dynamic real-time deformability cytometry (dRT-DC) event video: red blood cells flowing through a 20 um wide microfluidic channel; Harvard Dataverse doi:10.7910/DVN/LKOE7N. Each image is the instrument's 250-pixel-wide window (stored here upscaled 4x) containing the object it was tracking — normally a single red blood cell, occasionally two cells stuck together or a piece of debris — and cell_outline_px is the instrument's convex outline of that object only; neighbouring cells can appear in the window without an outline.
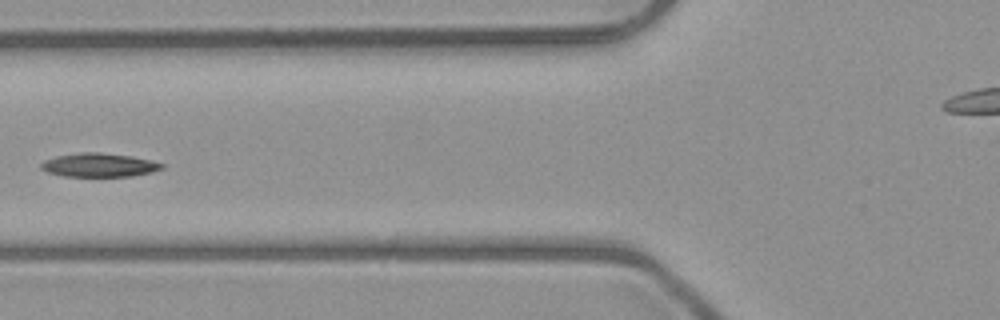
{"species": "common noctule bat (a hibernating species)", "species_latin": "Nyctalus noctula", "temperature_condition": "room temperature", "stored_images_in_passage": 8, "camera_frame_rate_fps": 3000, "um_per_image_px": 0.085, "animal": {"sex": "male", "body_mass_g": 23.1, "forearm_length_mm": 52.7}, "frame": {"image": 1, "passage_image": 6, "time_ms": 7.0, "image_size_px": [1000, 320], "cell_outline_px": [[164, 168], [152, 172], [132, 176], [64, 176], [48, 172], [40, 168], [40, 164], [44, 160], [56, 156], [80, 152], [100, 152], [132, 156], [164, 164]], "centroid_in_image_um": [8.41, 14.02], "position_along_channel_um": 117.4, "area_um2": 16.65}}
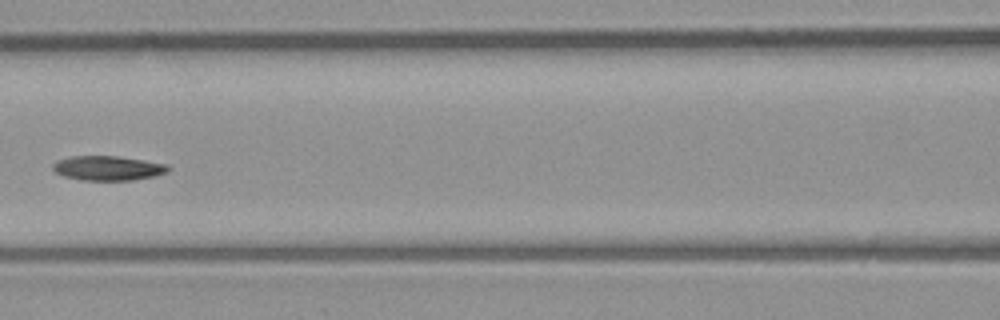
{"frame": {"image": 2, "passage_image": 7, "time_ms": 8.0, "image_size_px": [1000, 320], "cell_outline_px": [[172, 168], [168, 172], [156, 176], [132, 180], [84, 180], [64, 176], [56, 172], [52, 168], [52, 164], [56, 160], [72, 156], [116, 156], [144, 160], [168, 164]], "centroid_in_image_um": [9.21, 14.29], "position_along_channel_um": 157.4, "area_um2": 16.59}}
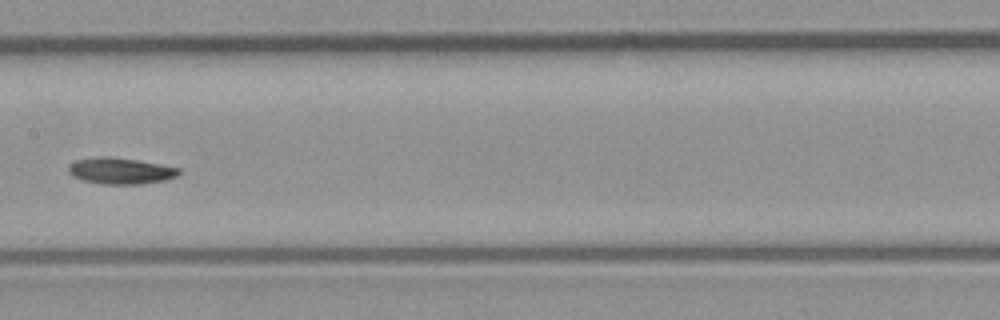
{"frame": {"image": 3, "passage_image": 8, "time_ms": 9.0, "image_size_px": [1000, 320], "cell_outline_px": [[180, 172], [176, 176], [164, 180], [140, 184], [104, 184], [84, 180], [72, 176], [68, 172], [68, 168], [76, 160], [100, 156], [112, 156], [160, 164], [180, 168]], "centroid_in_image_um": [10.24, 14.52], "position_along_channel_um": 197.2, "area_um2": 16.76}}